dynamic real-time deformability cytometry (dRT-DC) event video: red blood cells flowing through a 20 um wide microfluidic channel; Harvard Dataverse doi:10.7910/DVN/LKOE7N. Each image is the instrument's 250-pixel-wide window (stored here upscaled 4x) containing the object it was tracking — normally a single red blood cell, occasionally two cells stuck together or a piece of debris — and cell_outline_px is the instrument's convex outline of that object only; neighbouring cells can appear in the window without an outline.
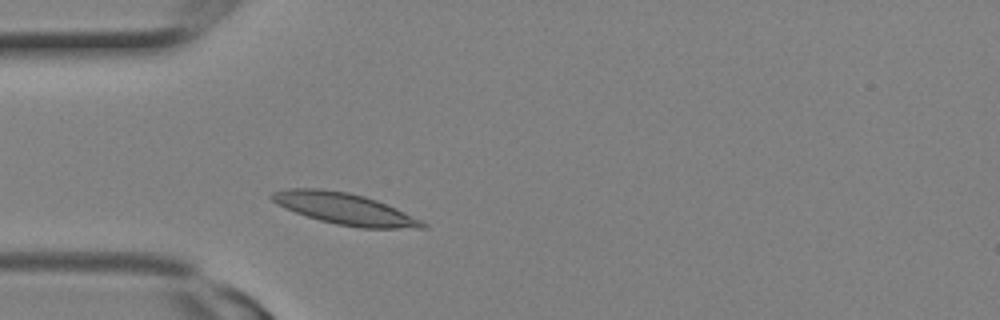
{"species": "Egyptian fruit bat (a non-hibernating species)", "species_latin": "Rousettus aegyptiacus", "temperature_condition": "room temperature", "stored_images_in_passage": 9, "camera_frame_rate_fps": 3000, "um_per_image_px": 0.085, "animal": {"sex": "female"}, "frame": {"image": 1, "passage_image": 4, "time_ms": 1.0, "image_size_px": [1000, 320], "cell_outline_px": [[428, 228], [360, 228], [336, 224], [320, 220], [284, 208], [276, 204], [268, 196], [272, 192], [288, 188], [320, 188], [348, 192], [364, 196], [376, 200], [396, 208], [428, 224]], "centroid_in_image_um": [29.26, 17.74], "position_along_channel_um": 55.7, "area_um2": 27.51}}
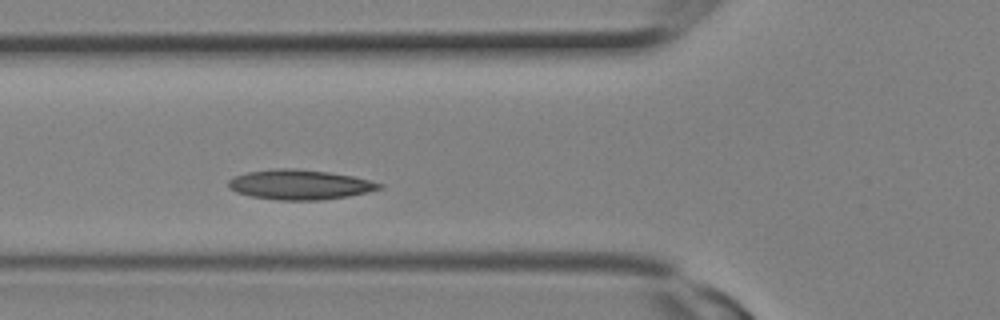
{"frame": {"image": 2, "passage_image": 6, "time_ms": 1.667, "image_size_px": [1000, 320], "cell_outline_px": [[384, 188], [368, 192], [348, 196], [320, 200], [276, 200], [252, 196], [236, 192], [228, 188], [228, 180], [236, 176], [248, 172], [276, 168], [296, 168], [328, 172], [352, 176], [384, 184]], "centroid_in_image_um": [25.49, 15.69], "position_along_channel_um": 100.3, "area_um2": 26.24}}
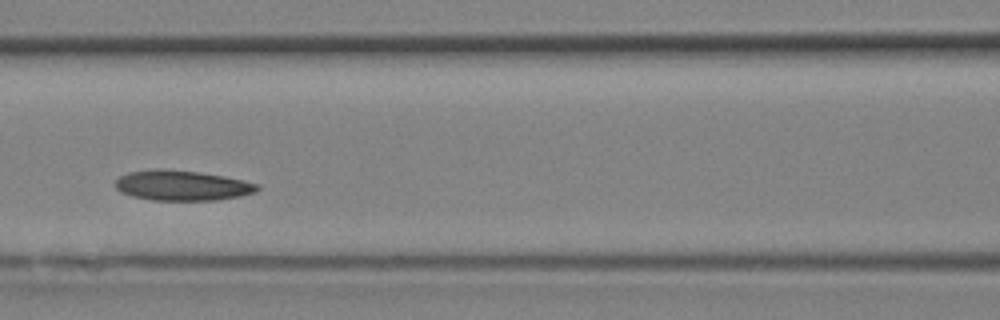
{"frame": {"image": 3, "passage_image": 8, "time_ms": 2.333, "image_size_px": [1000, 320], "cell_outline_px": [[260, 188], [256, 192], [240, 196], [216, 200], [152, 200], [132, 196], [120, 192], [116, 188], [116, 180], [120, 176], [128, 172], [160, 168], [200, 172], [224, 176], [260, 184]], "centroid_in_image_um": [15.49, 15.76], "position_along_channel_um": 151.1, "area_um2": 25.03}}